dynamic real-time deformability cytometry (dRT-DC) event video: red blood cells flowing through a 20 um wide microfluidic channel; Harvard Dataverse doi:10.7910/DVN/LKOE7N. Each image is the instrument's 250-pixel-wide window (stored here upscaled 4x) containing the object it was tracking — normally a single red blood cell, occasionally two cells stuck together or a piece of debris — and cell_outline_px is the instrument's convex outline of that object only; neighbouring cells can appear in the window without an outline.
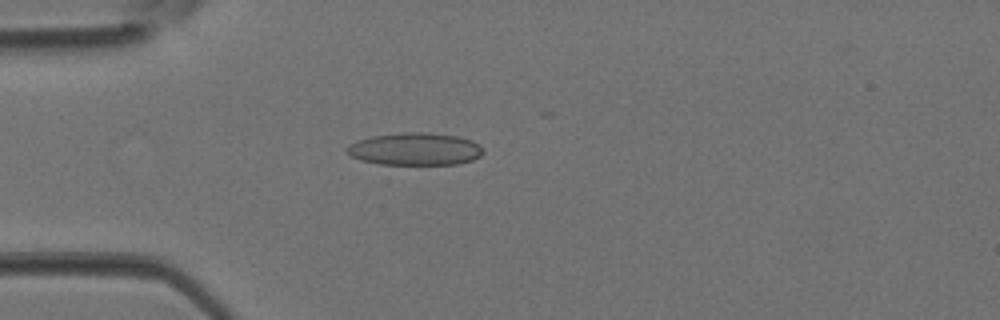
{"species": "Egyptian fruit bat (a non-hibernating species)", "species_latin": "Rousettus aegyptiacus", "temperature_condition": "room temperature", "stored_images_in_passage": 3, "camera_frame_rate_fps": 3000, "um_per_image_px": 0.085, "animal": {"sex": "female"}, "frame": {"image": 1, "passage_image": 3, "time_ms": 0.667, "image_size_px": [1000, 320], "cell_outline_px": [[484, 152], [480, 156], [472, 160], [456, 164], [380, 164], [360, 160], [352, 156], [344, 148], [348, 144], [372, 136], [404, 132], [428, 132], [456, 136], [472, 140]], "centroid_in_image_um": [35.25, 12.66], "position_along_channel_um": 49.7, "area_um2": 25.61}}